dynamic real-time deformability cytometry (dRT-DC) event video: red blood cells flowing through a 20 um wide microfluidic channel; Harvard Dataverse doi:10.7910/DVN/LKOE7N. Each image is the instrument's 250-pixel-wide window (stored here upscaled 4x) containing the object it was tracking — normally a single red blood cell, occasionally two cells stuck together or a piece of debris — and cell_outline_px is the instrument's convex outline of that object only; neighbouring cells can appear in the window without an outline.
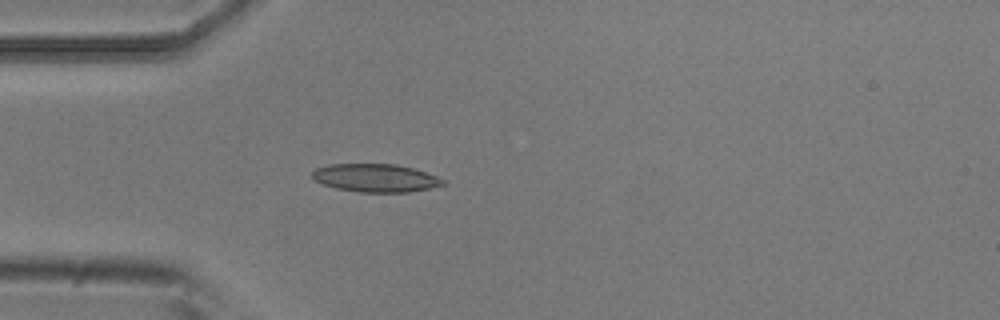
{"species": "common noctule bat (a hibernating species)", "species_latin": "Nyctalus noctula", "temperature_condition": "room temperature", "stored_images_in_passage": 2, "camera_frame_rate_fps": 3000, "um_per_image_px": 0.085, "animal": {"sex": "male", "body_mass_g": 20.5, "forearm_length_mm": 52.5}, "frame": {"image": 1, "passage_image": 2, "time_ms": 0.333, "image_size_px": [1000, 320], "cell_outline_px": [[444, 184], [428, 188], [408, 192], [360, 192], [336, 188], [324, 184], [316, 180], [312, 176], [312, 172], [316, 168], [328, 164], [396, 164], [412, 168], [436, 176], [444, 180]], "centroid_in_image_um": [31.89, 15.12], "position_along_channel_um": 53.1, "area_um2": 21.1}}